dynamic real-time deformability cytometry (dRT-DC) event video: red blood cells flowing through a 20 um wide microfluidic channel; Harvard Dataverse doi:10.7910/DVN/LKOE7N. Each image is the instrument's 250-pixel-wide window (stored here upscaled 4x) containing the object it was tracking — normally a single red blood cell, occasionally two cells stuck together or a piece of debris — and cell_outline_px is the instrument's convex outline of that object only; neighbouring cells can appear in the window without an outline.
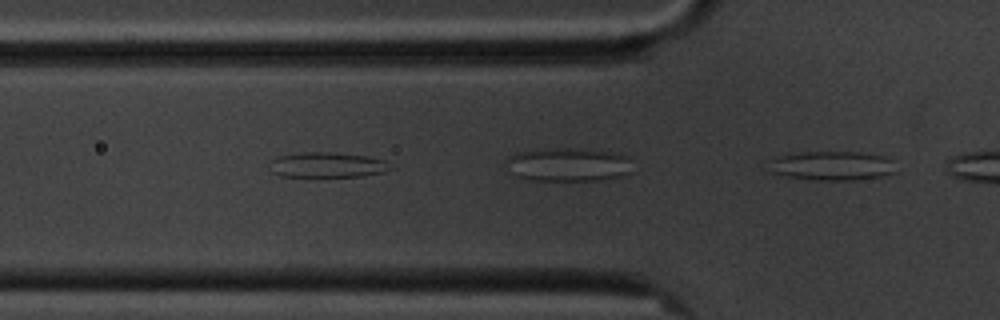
{"species": "common noctule bat (a hibernating species)", "species_latin": "Nyctalus noctula", "temperature_condition": "cold", "stored_images_in_passage": 3, "camera_frame_rate_fps": 3000, "um_per_image_px": 0.085, "animal": {"sex": "male", "body_mass_g": 20.1, "forearm_length_mm": 53.5}, "frame": {"image": 1, "passage_image": 3, "time_ms": 2.333, "image_size_px": [1000, 320], "cell_outline_px": [[896, 172], [880, 176], [852, 180], [812, 180], [784, 176], [772, 172], [764, 160], [780, 156], [800, 152], [860, 152], [884, 156], [892, 160]], "centroid_in_image_um": [70.65, 14.08], "position_along_channel_um": 55.1, "area_um2": 21.79}}